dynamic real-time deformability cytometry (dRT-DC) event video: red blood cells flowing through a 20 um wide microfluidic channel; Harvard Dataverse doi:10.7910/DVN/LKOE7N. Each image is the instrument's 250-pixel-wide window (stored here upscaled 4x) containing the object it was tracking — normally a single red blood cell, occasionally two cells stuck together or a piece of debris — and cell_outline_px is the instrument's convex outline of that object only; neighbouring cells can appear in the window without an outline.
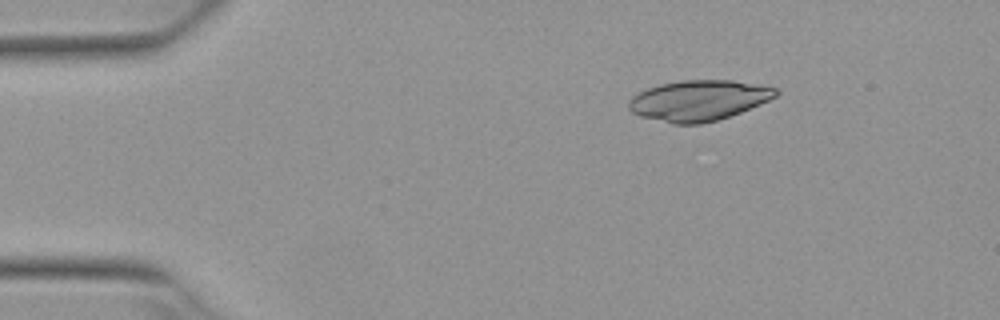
{"species": "Egyptian fruit bat (a non-hibernating species)", "species_latin": "Rousettus aegyptiacus", "temperature_condition": "warm", "stored_images_in_passage": 3, "camera_frame_rate_fps": 3000, "um_per_image_px": 0.085, "animal": {"sex": "female"}, "frame": {"image": 1, "passage_image": 1, "time_ms": 0.0, "image_size_px": [1000, 320], "cell_outline_px": [[780, 92], [776, 96], [760, 104], [740, 112], [716, 120], [700, 124], [672, 124], [640, 116], [632, 112], [628, 108], [628, 100], [632, 96], [648, 88], [660, 84], [680, 80], [732, 80], [760, 84], [776, 88]], "centroid_in_image_um": [59.38, 8.53], "position_along_channel_um": 25.6, "area_um2": 34.74}}